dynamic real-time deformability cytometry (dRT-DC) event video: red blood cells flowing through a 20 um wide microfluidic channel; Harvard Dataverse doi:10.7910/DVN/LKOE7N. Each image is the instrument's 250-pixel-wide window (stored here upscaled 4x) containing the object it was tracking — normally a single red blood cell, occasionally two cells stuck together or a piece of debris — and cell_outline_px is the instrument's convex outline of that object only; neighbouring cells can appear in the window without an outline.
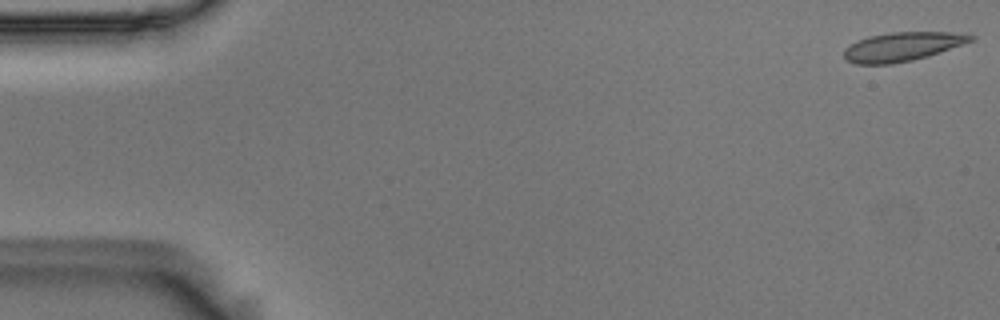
{"species": "Egyptian fruit bat (a non-hibernating species)", "species_latin": "Rousettus aegyptiacus", "temperature_condition": "room temperature", "stored_images_in_passage": 55, "camera_frame_rate_fps": 3000, "um_per_image_px": 0.085, "animal": {"sex": "male"}, "frame": {"image": 1, "passage_image": 1, "time_ms": 0.0, "image_size_px": [1000, 320], "cell_outline_px": [[976, 36], [972, 40], [964, 44], [928, 56], [912, 60], [892, 64], [856, 64], [844, 60], [844, 48], [856, 40], [868, 36], [892, 32], [964, 32]], "centroid_in_image_um": [76.69, 3.96], "position_along_channel_um": 8.3, "area_um2": 21.62}}
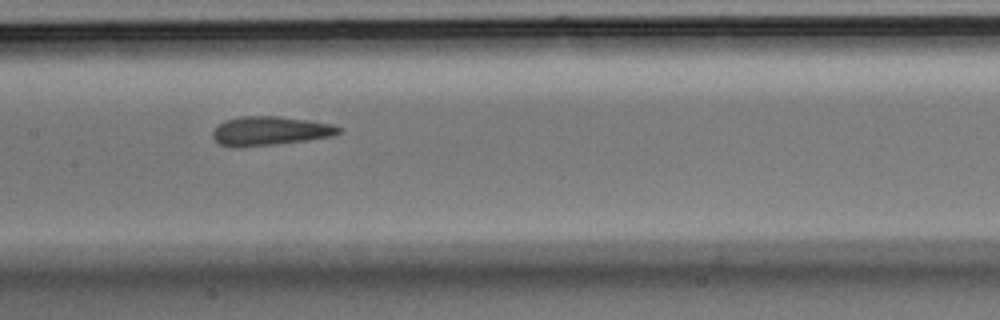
{"frame": {"image": 2, "passage_image": 27, "time_ms": 8.667, "image_size_px": [1000, 320], "cell_outline_px": [[344, 128], [340, 132], [332, 136], [304, 140], [272, 144], [236, 148], [232, 148], [220, 144], [212, 136], [212, 132], [220, 124], [228, 120], [244, 116], [280, 116], [308, 120], [332, 124]], "centroid_in_image_um": [22.96, 11.13], "position_along_channel_um": 184.4, "area_um2": 21.04}}
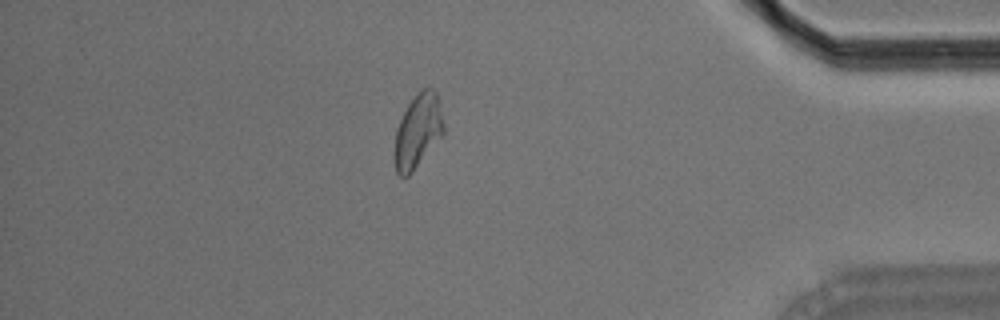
{"frame": {"image": 3, "passage_image": 48, "time_ms": 15.667, "image_size_px": [1000, 320], "cell_outline_px": [[444, 136], [412, 172], [408, 176], [400, 176], [396, 172], [392, 156], [396, 132], [400, 120], [408, 104], [424, 88], [432, 88], [436, 92], [444, 124]], "centroid_in_image_um": [35.51, 11.21], "position_along_channel_um": 399.7, "area_um2": 21.27}, "authors_computed_cell_mechanics": {"area_um2": 21.3282, "velocity_mm_per_s": 3.6028, "shape_relaxation_time_tau1_ms": 7.6884, "shape_relaxation_time_tau2_ms": 1.4696, "deformation_change_tau1": 0.1791, "deformation_change_tau2": 0.09}}